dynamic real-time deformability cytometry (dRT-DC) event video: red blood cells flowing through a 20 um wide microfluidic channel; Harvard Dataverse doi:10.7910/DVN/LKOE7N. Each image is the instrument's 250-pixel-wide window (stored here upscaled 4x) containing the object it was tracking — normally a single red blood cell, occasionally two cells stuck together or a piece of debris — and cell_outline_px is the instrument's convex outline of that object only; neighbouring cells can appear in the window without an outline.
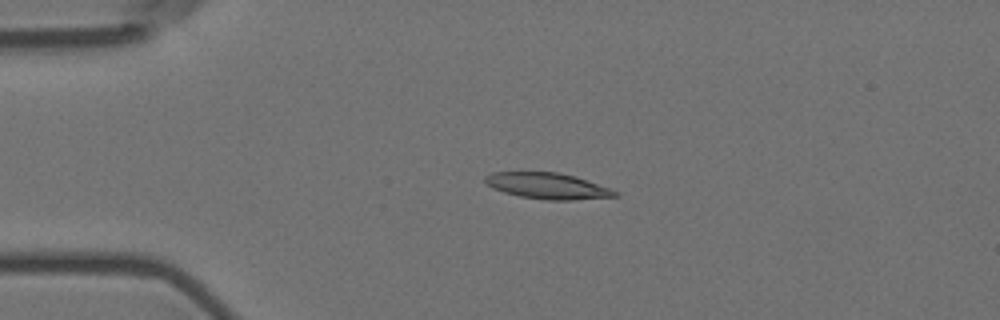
{"species": "Egyptian fruit bat (a non-hibernating species)", "species_latin": "Rousettus aegyptiacus", "temperature_condition": "room temperature", "stored_images_in_passage": 6, "camera_frame_rate_fps": 3000, "um_per_image_px": 0.085, "animal": {"sex": "female"}, "frame": {"image": 1, "passage_image": 4, "time_ms": 1.0, "image_size_px": [1000, 320], "cell_outline_px": [[620, 196], [572, 200], [548, 200], [520, 196], [504, 192], [492, 188], [484, 180], [484, 176], [492, 172], [556, 172], [576, 176], [620, 192]], "centroid_in_image_um": [46.56, 15.8], "position_along_channel_um": 38.4, "area_um2": 19.71}}
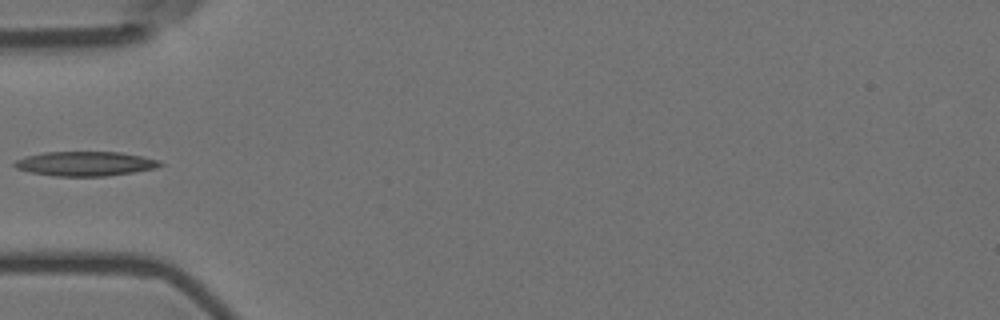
{"frame": {"image": 2, "passage_image": 5, "time_ms": 1.333, "image_size_px": [1000, 320], "cell_outline_px": [[164, 164], [156, 168], [108, 176], [56, 176], [28, 172], [16, 168], [12, 164], [16, 160], [24, 156], [44, 152], [120, 152], [160, 160]], "centroid_in_image_um": [7.22, 13.91], "position_along_channel_um": 77.8, "area_um2": 20.81}}